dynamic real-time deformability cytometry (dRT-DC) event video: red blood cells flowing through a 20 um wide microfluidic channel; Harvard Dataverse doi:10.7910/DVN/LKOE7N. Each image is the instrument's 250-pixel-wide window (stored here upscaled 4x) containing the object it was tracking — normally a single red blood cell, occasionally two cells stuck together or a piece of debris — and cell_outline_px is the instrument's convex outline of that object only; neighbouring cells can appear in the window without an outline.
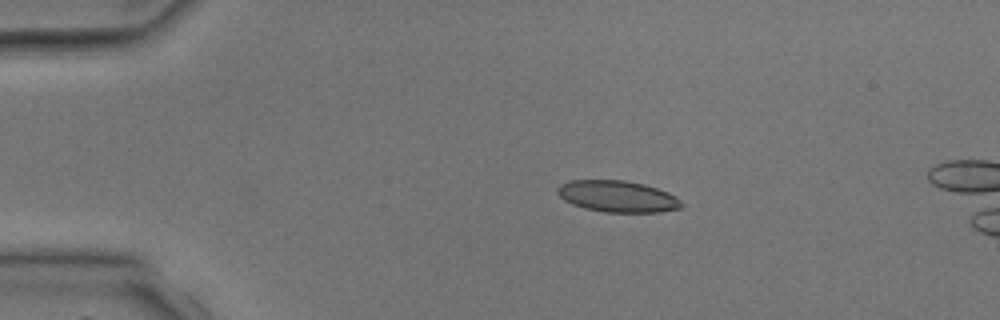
{"species": "common noctule bat (a hibernating species)", "species_latin": "Nyctalus noctula", "temperature_condition": "room temperature", "stored_images_in_passage": 4, "camera_frame_rate_fps": 3000, "um_per_image_px": 0.085, "animal": {"sex": "male", "body_mass_g": 17.9, "forearm_length_mm": 54.2}, "frame": {"image": 1, "passage_image": 3, "time_ms": 2.667, "image_size_px": [1000, 320], "cell_outline_px": [[684, 204], [680, 208], [660, 212], [604, 212], [584, 208], [572, 204], [564, 200], [556, 192], [556, 188], [560, 184], [572, 180], [624, 180], [644, 184], [668, 192], [676, 196]], "centroid_in_image_um": [52.48, 16.69], "position_along_channel_um": 32.5, "area_um2": 22.83}}